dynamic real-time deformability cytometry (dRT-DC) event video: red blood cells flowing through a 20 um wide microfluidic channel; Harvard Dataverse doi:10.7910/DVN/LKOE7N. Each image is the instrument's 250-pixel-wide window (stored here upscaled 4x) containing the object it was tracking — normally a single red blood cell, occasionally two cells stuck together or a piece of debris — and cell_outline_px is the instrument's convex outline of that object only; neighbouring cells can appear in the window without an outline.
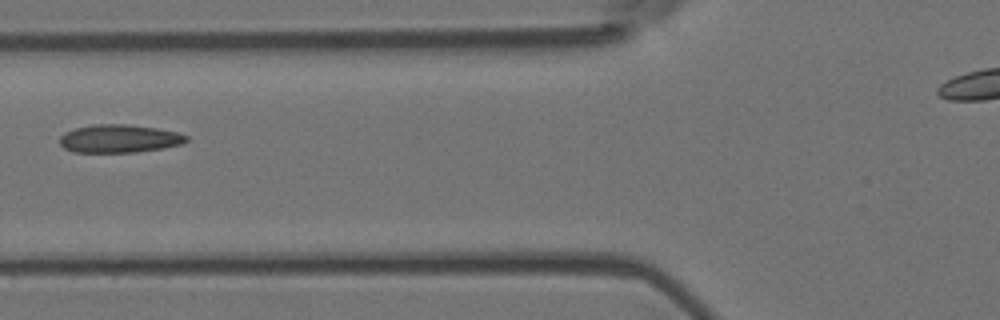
{"species": "Egyptian fruit bat (a non-hibernating species)", "species_latin": "Rousettus aegyptiacus", "temperature_condition": "room temperature", "stored_images_in_passage": 10, "camera_frame_rate_fps": 3000, "um_per_image_px": 0.085, "animal": {"sex": "female"}, "frame": {"image": 1, "passage_image": 6, "time_ms": 1.667, "image_size_px": [1000, 320], "cell_outline_px": [[188, 140], [180, 144], [160, 148], [136, 152], [72, 152], [64, 148], [60, 144], [60, 136], [64, 132], [76, 128], [96, 124], [128, 124], [156, 128], [176, 132], [188, 136]], "centroid_in_image_um": [10.1, 11.78], "position_along_channel_um": 115.7, "area_um2": 20.58}}
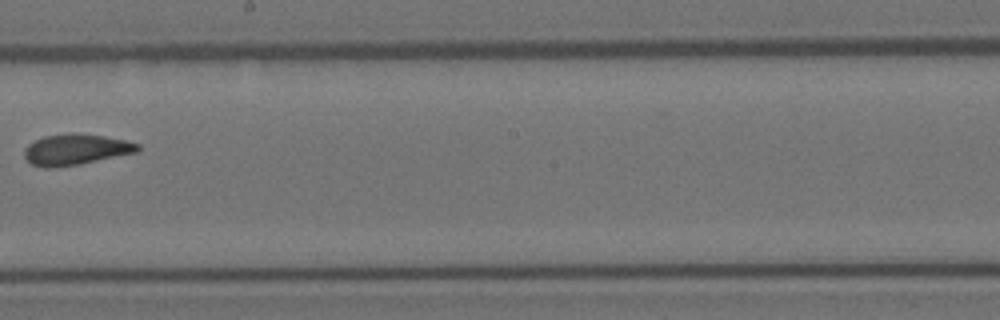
{"frame": {"image": 2, "passage_image": 9, "time_ms": 2.667, "image_size_px": [1000, 320], "cell_outline_px": [[140, 148], [136, 152], [80, 164], [48, 168], [44, 168], [32, 164], [24, 156], [24, 148], [28, 144], [44, 136], [104, 136], [124, 140], [140, 144]], "centroid_in_image_um": [6.42, 12.75], "position_along_channel_um": 241.8, "area_um2": 19.42}}
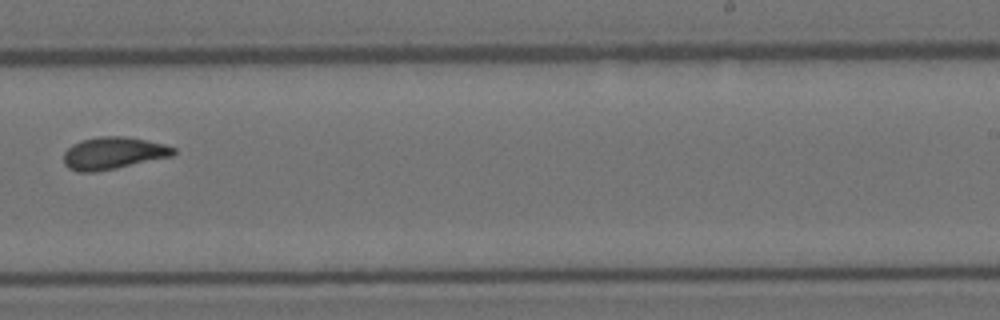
{"frame": {"image": 3, "passage_image": 10, "time_ms": 3.0, "image_size_px": [1000, 320], "cell_outline_px": [[176, 152], [172, 156], [116, 168], [96, 172], [76, 172], [68, 168], [64, 164], [64, 152], [72, 144], [80, 140], [100, 136], [124, 136], [164, 144], [176, 148]], "centroid_in_image_um": [9.59, 13.02], "position_along_channel_um": 279.4, "area_um2": 20.63}}